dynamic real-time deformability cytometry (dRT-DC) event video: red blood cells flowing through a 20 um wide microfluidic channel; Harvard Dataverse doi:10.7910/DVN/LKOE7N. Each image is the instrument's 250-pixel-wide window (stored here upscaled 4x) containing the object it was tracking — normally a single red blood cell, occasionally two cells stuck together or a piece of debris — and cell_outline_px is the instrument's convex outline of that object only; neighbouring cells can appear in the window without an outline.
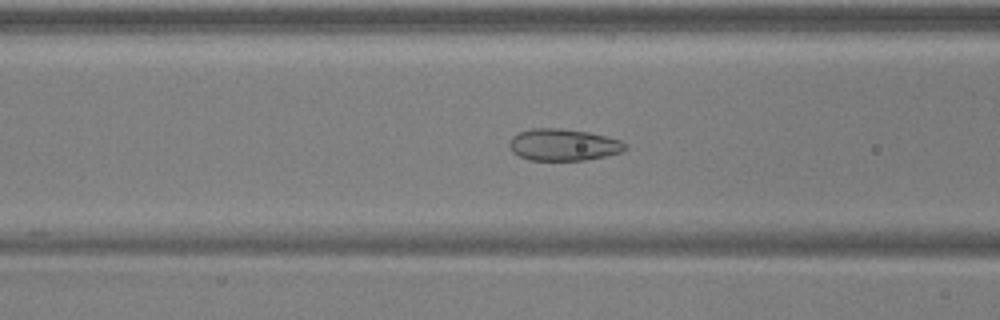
{"species": "common noctule bat (a hibernating species)", "species_latin": "Nyctalus noctula", "temperature_condition": "warm", "stored_images_in_passage": 50, "camera_frame_rate_fps": 3000, "um_per_image_px": 0.085, "animal": {"sex": "male", "body_mass_g": 17.9, "forearm_length_mm": 54.2}, "frame": {"image": 1, "passage_image": 19, "time_ms": 6.0, "image_size_px": [1000, 320], "cell_outline_px": [[628, 148], [620, 152], [604, 156], [584, 160], [528, 160], [512, 152], [508, 144], [512, 136], [520, 132], [532, 128], [560, 128], [588, 132], [620, 140], [628, 144]], "centroid_in_image_um": [47.87, 12.3], "position_along_channel_um": 118.7, "area_um2": 21.44}}
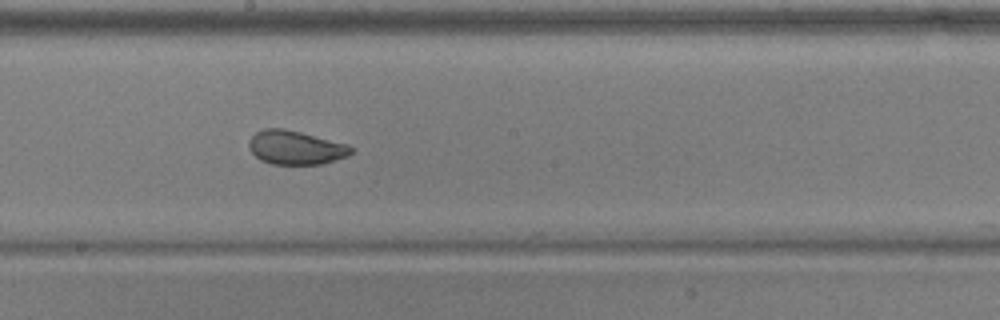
{"frame": {"image": 2, "passage_image": 27, "time_ms": 8.667, "image_size_px": [1000, 320], "cell_outline_px": [[356, 148], [348, 156], [324, 164], [272, 164], [260, 160], [248, 148], [248, 140], [256, 132], [264, 128], [284, 128], [348, 144]], "centroid_in_image_um": [25.14, 12.54], "position_along_channel_um": 223.1, "area_um2": 20.35}}
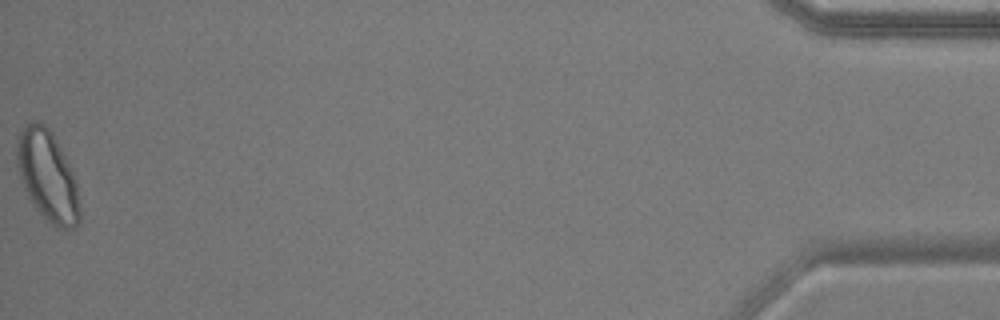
{"frame": {"image": 3, "passage_image": 50, "time_ms": 16.333, "image_size_px": [1000, 320], "cell_outline_px": [[80, 220], [72, 228], [56, 228], [32, 204], [24, 188], [16, 164], [16, 140], [20, 128], [28, 120], [40, 120], [48, 128], [60, 148], [72, 172], [76, 184], [80, 212]], "centroid_in_image_um": [3.99, 14.9], "position_along_channel_um": 431.2, "area_um2": 32.95}, "authors_computed_cell_mechanics": {"area_um2": 24.4783, "velocity_mm_per_s": 3.916, "shape_relaxation_time_tau1_ms": null, "shape_relaxation_time_tau2_ms": 0.7152, "deformation_change_tau1": null, "deformation_change_tau2": 0.0474}}